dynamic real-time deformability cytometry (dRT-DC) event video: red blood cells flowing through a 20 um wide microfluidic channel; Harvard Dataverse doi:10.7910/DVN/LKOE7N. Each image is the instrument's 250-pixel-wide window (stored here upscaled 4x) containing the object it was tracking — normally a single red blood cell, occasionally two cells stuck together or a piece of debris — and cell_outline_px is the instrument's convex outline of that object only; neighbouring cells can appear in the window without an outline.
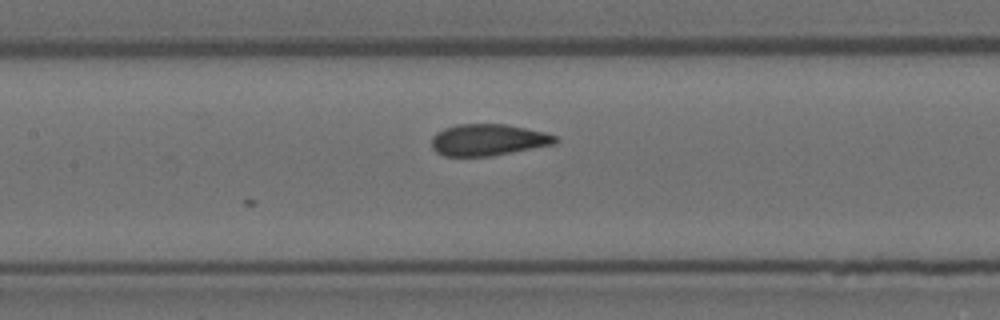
{"species": "Egyptian fruit bat (a non-hibernating species)", "species_latin": "Rousettus aegyptiacus", "temperature_condition": "room temperature", "stored_images_in_passage": 7, "camera_frame_rate_fps": 3000, "um_per_image_px": 0.085, "animal": {"sex": "female"}, "frame": {"image": 1, "passage_image": 7, "time_ms": 2.0, "image_size_px": [1000, 320], "cell_outline_px": [[556, 140], [552, 144], [492, 156], [444, 156], [436, 152], [432, 148], [432, 136], [436, 132], [444, 128], [456, 124], [504, 124], [544, 132], [556, 136]], "centroid_in_image_um": [41.41, 11.89], "position_along_channel_um": 166.0, "area_um2": 22.54}}